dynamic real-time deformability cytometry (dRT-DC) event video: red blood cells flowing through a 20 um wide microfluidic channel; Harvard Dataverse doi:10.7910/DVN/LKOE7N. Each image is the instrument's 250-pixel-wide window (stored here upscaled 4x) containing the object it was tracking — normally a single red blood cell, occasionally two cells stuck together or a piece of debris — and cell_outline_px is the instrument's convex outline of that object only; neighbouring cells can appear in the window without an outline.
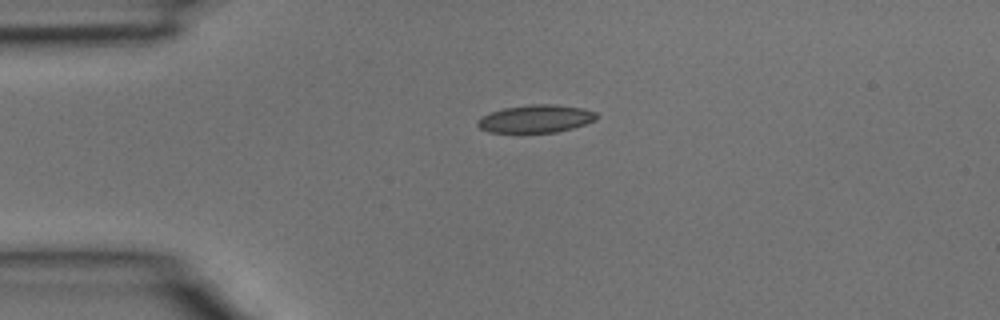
{"species": "common noctule bat (a hibernating species)", "species_latin": "Nyctalus noctula", "temperature_condition": "room temperature", "stored_images_in_passage": 32, "camera_frame_rate_fps": 3000, "um_per_image_px": 0.085, "animal": {"sex": "male", "body_mass_g": 15.6}, "frame": {"image": 1, "passage_image": 1, "time_ms": 0.0, "image_size_px": [1000, 320], "cell_outline_px": [[600, 116], [596, 120], [572, 128], [556, 132], [488, 132], [480, 128], [476, 124], [476, 120], [480, 116], [504, 108], [532, 104], [556, 104], [584, 108], [596, 112]], "centroid_in_image_um": [45.56, 10.08], "position_along_channel_um": 39.4, "area_um2": 19.36}}
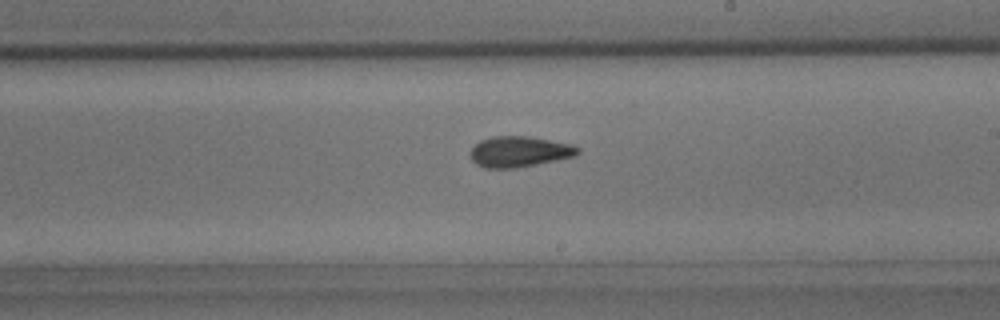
{"frame": {"image": 2, "passage_image": 15, "time_ms": 4.667, "image_size_px": [1000, 320], "cell_outline_px": [[580, 152], [576, 156], [516, 168], [484, 168], [476, 164], [472, 160], [468, 152], [480, 140], [492, 136], [528, 136], [572, 144], [580, 148]], "centroid_in_image_um": [44.13, 12.89], "position_along_channel_um": 244.9, "area_um2": 19.36}}
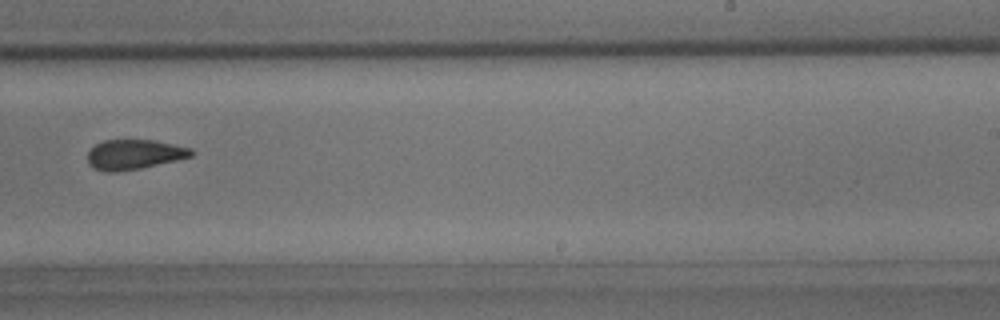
{"frame": {"image": 3, "passage_image": 17, "time_ms": 5.333, "image_size_px": [1000, 320], "cell_outline_px": [[196, 152], [192, 156], [176, 160], [140, 168], [120, 172], [108, 172], [92, 168], [88, 164], [88, 152], [96, 144], [104, 140], [152, 140], [192, 148]], "centroid_in_image_um": [11.4, 13.13], "position_along_channel_um": 277.6, "area_um2": 18.03}}